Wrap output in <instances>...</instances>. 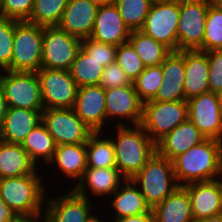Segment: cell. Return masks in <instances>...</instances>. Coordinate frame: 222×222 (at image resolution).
<instances>
[{
	"label": "cell",
	"mask_w": 222,
	"mask_h": 222,
	"mask_svg": "<svg viewBox=\"0 0 222 222\" xmlns=\"http://www.w3.org/2000/svg\"><path fill=\"white\" fill-rule=\"evenodd\" d=\"M179 186L222 177V141L206 138L172 160Z\"/></svg>",
	"instance_id": "obj_1"
},
{
	"label": "cell",
	"mask_w": 222,
	"mask_h": 222,
	"mask_svg": "<svg viewBox=\"0 0 222 222\" xmlns=\"http://www.w3.org/2000/svg\"><path fill=\"white\" fill-rule=\"evenodd\" d=\"M112 130L106 133L112 134L110 137L115 150L116 168L126 179H132L154 155L156 144L141 124L114 126Z\"/></svg>",
	"instance_id": "obj_2"
},
{
	"label": "cell",
	"mask_w": 222,
	"mask_h": 222,
	"mask_svg": "<svg viewBox=\"0 0 222 222\" xmlns=\"http://www.w3.org/2000/svg\"><path fill=\"white\" fill-rule=\"evenodd\" d=\"M39 170L43 171L38 168L33 174L0 179V196L17 216H29L44 211L49 193L44 185L47 178L42 173L39 175Z\"/></svg>",
	"instance_id": "obj_3"
},
{
	"label": "cell",
	"mask_w": 222,
	"mask_h": 222,
	"mask_svg": "<svg viewBox=\"0 0 222 222\" xmlns=\"http://www.w3.org/2000/svg\"><path fill=\"white\" fill-rule=\"evenodd\" d=\"M131 180L138 186L151 209L180 187L172 161L157 152Z\"/></svg>",
	"instance_id": "obj_4"
},
{
	"label": "cell",
	"mask_w": 222,
	"mask_h": 222,
	"mask_svg": "<svg viewBox=\"0 0 222 222\" xmlns=\"http://www.w3.org/2000/svg\"><path fill=\"white\" fill-rule=\"evenodd\" d=\"M43 26L15 20L11 71L37 72L42 63Z\"/></svg>",
	"instance_id": "obj_5"
},
{
	"label": "cell",
	"mask_w": 222,
	"mask_h": 222,
	"mask_svg": "<svg viewBox=\"0 0 222 222\" xmlns=\"http://www.w3.org/2000/svg\"><path fill=\"white\" fill-rule=\"evenodd\" d=\"M187 119V100L143 103L141 125L155 144Z\"/></svg>",
	"instance_id": "obj_6"
},
{
	"label": "cell",
	"mask_w": 222,
	"mask_h": 222,
	"mask_svg": "<svg viewBox=\"0 0 222 222\" xmlns=\"http://www.w3.org/2000/svg\"><path fill=\"white\" fill-rule=\"evenodd\" d=\"M0 84L8 107L27 110H44L39 78L36 72L3 70Z\"/></svg>",
	"instance_id": "obj_7"
},
{
	"label": "cell",
	"mask_w": 222,
	"mask_h": 222,
	"mask_svg": "<svg viewBox=\"0 0 222 222\" xmlns=\"http://www.w3.org/2000/svg\"><path fill=\"white\" fill-rule=\"evenodd\" d=\"M81 44L82 39L58 26H43L41 68L70 70Z\"/></svg>",
	"instance_id": "obj_8"
},
{
	"label": "cell",
	"mask_w": 222,
	"mask_h": 222,
	"mask_svg": "<svg viewBox=\"0 0 222 222\" xmlns=\"http://www.w3.org/2000/svg\"><path fill=\"white\" fill-rule=\"evenodd\" d=\"M56 145L86 143L94 132L73 108H50L42 111V121Z\"/></svg>",
	"instance_id": "obj_9"
},
{
	"label": "cell",
	"mask_w": 222,
	"mask_h": 222,
	"mask_svg": "<svg viewBox=\"0 0 222 222\" xmlns=\"http://www.w3.org/2000/svg\"><path fill=\"white\" fill-rule=\"evenodd\" d=\"M210 3L200 0L179 2V22L177 29L178 51H203L205 22Z\"/></svg>",
	"instance_id": "obj_10"
},
{
	"label": "cell",
	"mask_w": 222,
	"mask_h": 222,
	"mask_svg": "<svg viewBox=\"0 0 222 222\" xmlns=\"http://www.w3.org/2000/svg\"><path fill=\"white\" fill-rule=\"evenodd\" d=\"M36 73L44 109L74 107L78 86L69 70L40 68Z\"/></svg>",
	"instance_id": "obj_11"
},
{
	"label": "cell",
	"mask_w": 222,
	"mask_h": 222,
	"mask_svg": "<svg viewBox=\"0 0 222 222\" xmlns=\"http://www.w3.org/2000/svg\"><path fill=\"white\" fill-rule=\"evenodd\" d=\"M178 22L179 2L154 1L140 31L171 51H178Z\"/></svg>",
	"instance_id": "obj_12"
},
{
	"label": "cell",
	"mask_w": 222,
	"mask_h": 222,
	"mask_svg": "<svg viewBox=\"0 0 222 222\" xmlns=\"http://www.w3.org/2000/svg\"><path fill=\"white\" fill-rule=\"evenodd\" d=\"M105 108L108 127L141 124L143 102L133 84L105 89Z\"/></svg>",
	"instance_id": "obj_13"
},
{
	"label": "cell",
	"mask_w": 222,
	"mask_h": 222,
	"mask_svg": "<svg viewBox=\"0 0 222 222\" xmlns=\"http://www.w3.org/2000/svg\"><path fill=\"white\" fill-rule=\"evenodd\" d=\"M188 119L205 138L222 141V100L219 93L207 92L187 100Z\"/></svg>",
	"instance_id": "obj_14"
},
{
	"label": "cell",
	"mask_w": 222,
	"mask_h": 222,
	"mask_svg": "<svg viewBox=\"0 0 222 222\" xmlns=\"http://www.w3.org/2000/svg\"><path fill=\"white\" fill-rule=\"evenodd\" d=\"M60 196L46 197L44 215L47 222H84L91 212L96 209L92 201L79 194L72 188ZM94 208V209H93Z\"/></svg>",
	"instance_id": "obj_15"
},
{
	"label": "cell",
	"mask_w": 222,
	"mask_h": 222,
	"mask_svg": "<svg viewBox=\"0 0 222 222\" xmlns=\"http://www.w3.org/2000/svg\"><path fill=\"white\" fill-rule=\"evenodd\" d=\"M75 113L94 132L107 131L105 89L100 85L78 87Z\"/></svg>",
	"instance_id": "obj_16"
},
{
	"label": "cell",
	"mask_w": 222,
	"mask_h": 222,
	"mask_svg": "<svg viewBox=\"0 0 222 222\" xmlns=\"http://www.w3.org/2000/svg\"><path fill=\"white\" fill-rule=\"evenodd\" d=\"M125 180L126 178L117 168H87L82 178L72 189L90 200L91 194L94 197L101 196L100 198H102L103 196L106 199L104 201L107 202L109 196L113 195Z\"/></svg>",
	"instance_id": "obj_17"
},
{
	"label": "cell",
	"mask_w": 222,
	"mask_h": 222,
	"mask_svg": "<svg viewBox=\"0 0 222 222\" xmlns=\"http://www.w3.org/2000/svg\"><path fill=\"white\" fill-rule=\"evenodd\" d=\"M131 30L123 22L114 3L100 4L90 36L93 40L119 46L128 42Z\"/></svg>",
	"instance_id": "obj_18"
},
{
	"label": "cell",
	"mask_w": 222,
	"mask_h": 222,
	"mask_svg": "<svg viewBox=\"0 0 222 222\" xmlns=\"http://www.w3.org/2000/svg\"><path fill=\"white\" fill-rule=\"evenodd\" d=\"M99 6L95 0H69L57 26L80 39L89 38Z\"/></svg>",
	"instance_id": "obj_19"
},
{
	"label": "cell",
	"mask_w": 222,
	"mask_h": 222,
	"mask_svg": "<svg viewBox=\"0 0 222 222\" xmlns=\"http://www.w3.org/2000/svg\"><path fill=\"white\" fill-rule=\"evenodd\" d=\"M183 187L189 194L194 221L222 213V177Z\"/></svg>",
	"instance_id": "obj_20"
},
{
	"label": "cell",
	"mask_w": 222,
	"mask_h": 222,
	"mask_svg": "<svg viewBox=\"0 0 222 222\" xmlns=\"http://www.w3.org/2000/svg\"><path fill=\"white\" fill-rule=\"evenodd\" d=\"M162 72L163 83L159 87L153 101L167 102L185 100L184 50L172 51L162 63Z\"/></svg>",
	"instance_id": "obj_21"
},
{
	"label": "cell",
	"mask_w": 222,
	"mask_h": 222,
	"mask_svg": "<svg viewBox=\"0 0 222 222\" xmlns=\"http://www.w3.org/2000/svg\"><path fill=\"white\" fill-rule=\"evenodd\" d=\"M49 164L50 167L54 164L55 169L52 170H56V176L61 172L59 178L63 176L62 178L73 179L70 182L77 184L87 169L86 143L56 145L53 159L48 166Z\"/></svg>",
	"instance_id": "obj_22"
},
{
	"label": "cell",
	"mask_w": 222,
	"mask_h": 222,
	"mask_svg": "<svg viewBox=\"0 0 222 222\" xmlns=\"http://www.w3.org/2000/svg\"><path fill=\"white\" fill-rule=\"evenodd\" d=\"M205 139L201 131L187 119L156 143V152L172 161Z\"/></svg>",
	"instance_id": "obj_23"
},
{
	"label": "cell",
	"mask_w": 222,
	"mask_h": 222,
	"mask_svg": "<svg viewBox=\"0 0 222 222\" xmlns=\"http://www.w3.org/2000/svg\"><path fill=\"white\" fill-rule=\"evenodd\" d=\"M184 59L185 100L210 92L208 83L209 61L207 58V52L198 49L184 50Z\"/></svg>",
	"instance_id": "obj_24"
},
{
	"label": "cell",
	"mask_w": 222,
	"mask_h": 222,
	"mask_svg": "<svg viewBox=\"0 0 222 222\" xmlns=\"http://www.w3.org/2000/svg\"><path fill=\"white\" fill-rule=\"evenodd\" d=\"M110 197L107 203L110 207H105L112 209V222L123 217L152 213L138 186L131 179H126Z\"/></svg>",
	"instance_id": "obj_25"
},
{
	"label": "cell",
	"mask_w": 222,
	"mask_h": 222,
	"mask_svg": "<svg viewBox=\"0 0 222 222\" xmlns=\"http://www.w3.org/2000/svg\"><path fill=\"white\" fill-rule=\"evenodd\" d=\"M42 111L8 107L0 140L22 144L29 132L41 123Z\"/></svg>",
	"instance_id": "obj_26"
},
{
	"label": "cell",
	"mask_w": 222,
	"mask_h": 222,
	"mask_svg": "<svg viewBox=\"0 0 222 222\" xmlns=\"http://www.w3.org/2000/svg\"><path fill=\"white\" fill-rule=\"evenodd\" d=\"M153 222H194L188 191L180 186L152 208Z\"/></svg>",
	"instance_id": "obj_27"
},
{
	"label": "cell",
	"mask_w": 222,
	"mask_h": 222,
	"mask_svg": "<svg viewBox=\"0 0 222 222\" xmlns=\"http://www.w3.org/2000/svg\"><path fill=\"white\" fill-rule=\"evenodd\" d=\"M37 169L21 144L0 140V179L33 174Z\"/></svg>",
	"instance_id": "obj_28"
},
{
	"label": "cell",
	"mask_w": 222,
	"mask_h": 222,
	"mask_svg": "<svg viewBox=\"0 0 222 222\" xmlns=\"http://www.w3.org/2000/svg\"><path fill=\"white\" fill-rule=\"evenodd\" d=\"M21 145L39 168H42L41 165L44 163L48 165L53 159L56 148L53 137L42 122L29 132Z\"/></svg>",
	"instance_id": "obj_29"
},
{
	"label": "cell",
	"mask_w": 222,
	"mask_h": 222,
	"mask_svg": "<svg viewBox=\"0 0 222 222\" xmlns=\"http://www.w3.org/2000/svg\"><path fill=\"white\" fill-rule=\"evenodd\" d=\"M109 135L105 131L90 135L86 142L87 168H116L114 145Z\"/></svg>",
	"instance_id": "obj_30"
},
{
	"label": "cell",
	"mask_w": 222,
	"mask_h": 222,
	"mask_svg": "<svg viewBox=\"0 0 222 222\" xmlns=\"http://www.w3.org/2000/svg\"><path fill=\"white\" fill-rule=\"evenodd\" d=\"M128 42L133 46L145 67L158 66L172 52L164 44L144 34L140 30H133Z\"/></svg>",
	"instance_id": "obj_31"
},
{
	"label": "cell",
	"mask_w": 222,
	"mask_h": 222,
	"mask_svg": "<svg viewBox=\"0 0 222 222\" xmlns=\"http://www.w3.org/2000/svg\"><path fill=\"white\" fill-rule=\"evenodd\" d=\"M69 71L78 87L99 85L104 66L81 47Z\"/></svg>",
	"instance_id": "obj_32"
},
{
	"label": "cell",
	"mask_w": 222,
	"mask_h": 222,
	"mask_svg": "<svg viewBox=\"0 0 222 222\" xmlns=\"http://www.w3.org/2000/svg\"><path fill=\"white\" fill-rule=\"evenodd\" d=\"M69 0H34L27 22L41 26H57Z\"/></svg>",
	"instance_id": "obj_33"
},
{
	"label": "cell",
	"mask_w": 222,
	"mask_h": 222,
	"mask_svg": "<svg viewBox=\"0 0 222 222\" xmlns=\"http://www.w3.org/2000/svg\"><path fill=\"white\" fill-rule=\"evenodd\" d=\"M153 2V0H115L114 4L123 22L133 31L143 27Z\"/></svg>",
	"instance_id": "obj_34"
},
{
	"label": "cell",
	"mask_w": 222,
	"mask_h": 222,
	"mask_svg": "<svg viewBox=\"0 0 222 222\" xmlns=\"http://www.w3.org/2000/svg\"><path fill=\"white\" fill-rule=\"evenodd\" d=\"M222 50V4L209 5L205 33L203 38V51Z\"/></svg>",
	"instance_id": "obj_35"
},
{
	"label": "cell",
	"mask_w": 222,
	"mask_h": 222,
	"mask_svg": "<svg viewBox=\"0 0 222 222\" xmlns=\"http://www.w3.org/2000/svg\"><path fill=\"white\" fill-rule=\"evenodd\" d=\"M162 75V64L145 67V70L133 81L139 99L143 103L155 98L159 87L163 83Z\"/></svg>",
	"instance_id": "obj_36"
},
{
	"label": "cell",
	"mask_w": 222,
	"mask_h": 222,
	"mask_svg": "<svg viewBox=\"0 0 222 222\" xmlns=\"http://www.w3.org/2000/svg\"><path fill=\"white\" fill-rule=\"evenodd\" d=\"M116 62L132 82L145 70L142 60L129 42L117 46Z\"/></svg>",
	"instance_id": "obj_37"
},
{
	"label": "cell",
	"mask_w": 222,
	"mask_h": 222,
	"mask_svg": "<svg viewBox=\"0 0 222 222\" xmlns=\"http://www.w3.org/2000/svg\"><path fill=\"white\" fill-rule=\"evenodd\" d=\"M15 20L0 17V72L11 71Z\"/></svg>",
	"instance_id": "obj_38"
},
{
	"label": "cell",
	"mask_w": 222,
	"mask_h": 222,
	"mask_svg": "<svg viewBox=\"0 0 222 222\" xmlns=\"http://www.w3.org/2000/svg\"><path fill=\"white\" fill-rule=\"evenodd\" d=\"M33 7L34 0H0V17L27 21Z\"/></svg>",
	"instance_id": "obj_39"
},
{
	"label": "cell",
	"mask_w": 222,
	"mask_h": 222,
	"mask_svg": "<svg viewBox=\"0 0 222 222\" xmlns=\"http://www.w3.org/2000/svg\"><path fill=\"white\" fill-rule=\"evenodd\" d=\"M81 47L104 67L116 61V45L97 42L89 37L82 39Z\"/></svg>",
	"instance_id": "obj_40"
},
{
	"label": "cell",
	"mask_w": 222,
	"mask_h": 222,
	"mask_svg": "<svg viewBox=\"0 0 222 222\" xmlns=\"http://www.w3.org/2000/svg\"><path fill=\"white\" fill-rule=\"evenodd\" d=\"M130 84H133V82L116 61L104 67L99 84L104 89L128 86Z\"/></svg>",
	"instance_id": "obj_41"
},
{
	"label": "cell",
	"mask_w": 222,
	"mask_h": 222,
	"mask_svg": "<svg viewBox=\"0 0 222 222\" xmlns=\"http://www.w3.org/2000/svg\"><path fill=\"white\" fill-rule=\"evenodd\" d=\"M209 61V90L220 93L222 90V50L207 51Z\"/></svg>",
	"instance_id": "obj_42"
},
{
	"label": "cell",
	"mask_w": 222,
	"mask_h": 222,
	"mask_svg": "<svg viewBox=\"0 0 222 222\" xmlns=\"http://www.w3.org/2000/svg\"><path fill=\"white\" fill-rule=\"evenodd\" d=\"M18 216L0 196V222H14Z\"/></svg>",
	"instance_id": "obj_43"
},
{
	"label": "cell",
	"mask_w": 222,
	"mask_h": 222,
	"mask_svg": "<svg viewBox=\"0 0 222 222\" xmlns=\"http://www.w3.org/2000/svg\"><path fill=\"white\" fill-rule=\"evenodd\" d=\"M113 222H153V214L146 213L115 219Z\"/></svg>",
	"instance_id": "obj_44"
},
{
	"label": "cell",
	"mask_w": 222,
	"mask_h": 222,
	"mask_svg": "<svg viewBox=\"0 0 222 222\" xmlns=\"http://www.w3.org/2000/svg\"><path fill=\"white\" fill-rule=\"evenodd\" d=\"M7 102L4 95V90L0 84V131L3 129L6 112H7Z\"/></svg>",
	"instance_id": "obj_45"
},
{
	"label": "cell",
	"mask_w": 222,
	"mask_h": 222,
	"mask_svg": "<svg viewBox=\"0 0 222 222\" xmlns=\"http://www.w3.org/2000/svg\"><path fill=\"white\" fill-rule=\"evenodd\" d=\"M14 222H47V221L43 211L34 215L18 216Z\"/></svg>",
	"instance_id": "obj_46"
},
{
	"label": "cell",
	"mask_w": 222,
	"mask_h": 222,
	"mask_svg": "<svg viewBox=\"0 0 222 222\" xmlns=\"http://www.w3.org/2000/svg\"><path fill=\"white\" fill-rule=\"evenodd\" d=\"M194 222H222V213L206 218H201L195 220Z\"/></svg>",
	"instance_id": "obj_47"
},
{
	"label": "cell",
	"mask_w": 222,
	"mask_h": 222,
	"mask_svg": "<svg viewBox=\"0 0 222 222\" xmlns=\"http://www.w3.org/2000/svg\"><path fill=\"white\" fill-rule=\"evenodd\" d=\"M95 211L97 212V210H94V212H92L84 222H105V218L103 216L101 217L102 219L99 218L100 215H97ZM107 222L111 221L108 220Z\"/></svg>",
	"instance_id": "obj_48"
},
{
	"label": "cell",
	"mask_w": 222,
	"mask_h": 222,
	"mask_svg": "<svg viewBox=\"0 0 222 222\" xmlns=\"http://www.w3.org/2000/svg\"><path fill=\"white\" fill-rule=\"evenodd\" d=\"M96 2L100 4H107V3H114L115 0H95Z\"/></svg>",
	"instance_id": "obj_49"
},
{
	"label": "cell",
	"mask_w": 222,
	"mask_h": 222,
	"mask_svg": "<svg viewBox=\"0 0 222 222\" xmlns=\"http://www.w3.org/2000/svg\"><path fill=\"white\" fill-rule=\"evenodd\" d=\"M200 1L208 2L210 4L221 3V0H200Z\"/></svg>",
	"instance_id": "obj_50"
},
{
	"label": "cell",
	"mask_w": 222,
	"mask_h": 222,
	"mask_svg": "<svg viewBox=\"0 0 222 222\" xmlns=\"http://www.w3.org/2000/svg\"><path fill=\"white\" fill-rule=\"evenodd\" d=\"M153 1H157V2H180L182 0H153Z\"/></svg>",
	"instance_id": "obj_51"
},
{
	"label": "cell",
	"mask_w": 222,
	"mask_h": 222,
	"mask_svg": "<svg viewBox=\"0 0 222 222\" xmlns=\"http://www.w3.org/2000/svg\"><path fill=\"white\" fill-rule=\"evenodd\" d=\"M219 96H220V98H221V100H222V90H221V92L219 93Z\"/></svg>",
	"instance_id": "obj_52"
}]
</instances>
